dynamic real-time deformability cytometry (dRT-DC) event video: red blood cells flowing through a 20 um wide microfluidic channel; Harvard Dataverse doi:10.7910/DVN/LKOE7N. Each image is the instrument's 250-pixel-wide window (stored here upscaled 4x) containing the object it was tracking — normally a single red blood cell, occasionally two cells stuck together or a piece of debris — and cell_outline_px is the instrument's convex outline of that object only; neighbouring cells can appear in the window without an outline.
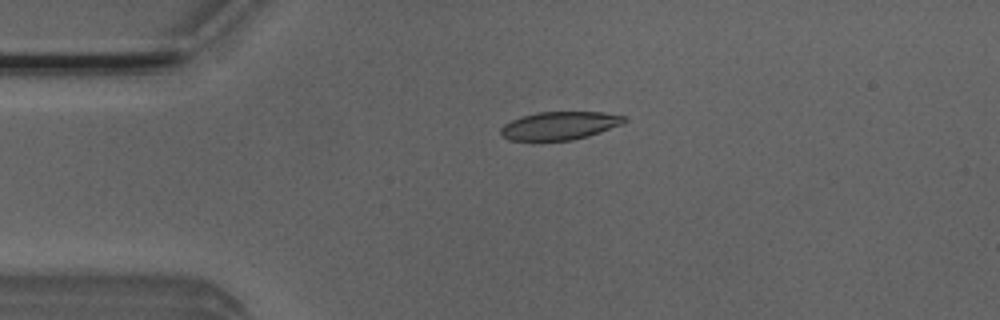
{"species": "Egyptian fruit bat (a non-hibernating species)", "species_latin": "Rousettus aegyptiacus", "temperature_condition": "room temperature", "stored_images_in_passage": 50, "camera_frame_rate_fps": 3000, "um_per_image_px": 0.085, "animal": {"sex": "male"}, "frame": {"image": 1, "passage_image": 11, "time_ms": 3.333, "image_size_px": [1000, 320], "cell_outline_px": [[628, 120], [624, 124], [588, 136], [572, 140], [508, 140], [500, 136], [500, 128], [504, 124], [512, 120], [536, 112], [604, 112], [624, 116]], "centroid_in_image_um": [47.58, 10.68], "position_along_channel_um": 37.4, "area_um2": 20.29}}
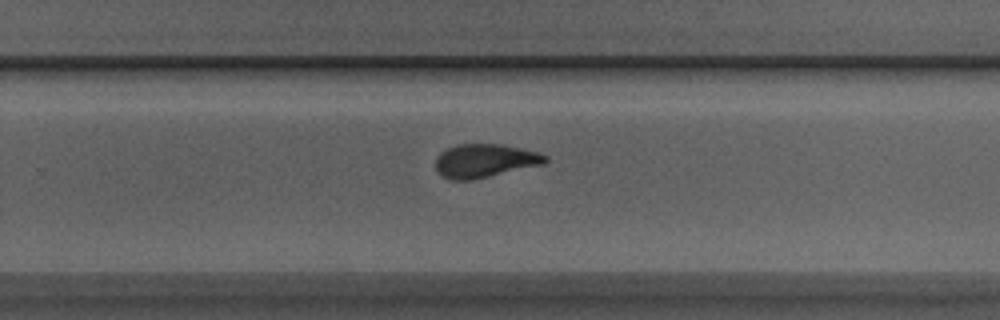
{"frame": {"image": 2, "passage_image": 32, "time_ms": 10.333, "image_size_px": [1000, 320], "cell_outline_px": [[548, 160], [544, 164], [472, 180], [452, 180], [436, 172], [436, 156], [440, 152], [456, 144], [500, 144], [536, 152], [548, 156]], "centroid_in_image_um": [41.18, 13.66], "position_along_channel_um": 288.6, "area_um2": 21.33}}
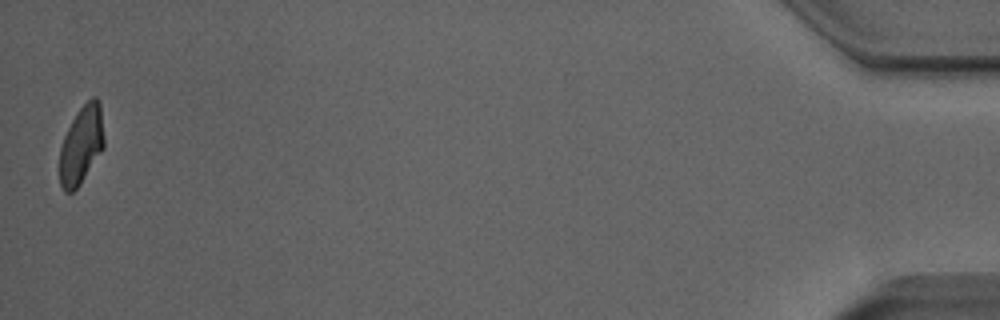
{"frame": {"image": 3, "passage_image": 50, "time_ms": 16.333, "image_size_px": [1000, 320], "cell_outline_px": [[104, 148], [80, 184], [72, 192], [64, 192], [60, 184], [60, 148], [64, 136], [76, 112], [92, 96], [96, 96], [100, 104], [104, 136]], "centroid_in_image_um": [6.92, 12.32], "position_along_channel_um": 428.3, "area_um2": 20.17}, "authors_computed_cell_mechanics": {"area_um2": 21.386, "velocity_mm_per_s": 4.0117, "shape_relaxation_time_tau1_ms": 4.6872, "shape_relaxation_time_tau2_ms": 1.0783, "deformation_change_tau1": 0.1641, "deformation_change_tau2": 0.0605}}